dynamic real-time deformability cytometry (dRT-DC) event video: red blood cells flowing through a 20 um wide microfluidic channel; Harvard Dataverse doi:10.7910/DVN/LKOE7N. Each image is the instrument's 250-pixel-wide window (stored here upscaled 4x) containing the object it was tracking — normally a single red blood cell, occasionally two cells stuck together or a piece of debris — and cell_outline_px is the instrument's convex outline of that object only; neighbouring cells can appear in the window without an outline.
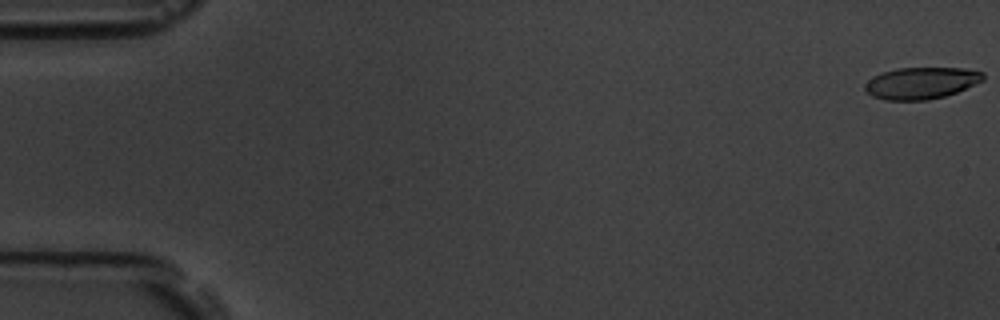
{"species": "common noctule bat (a hibernating species)", "species_latin": "Nyctalus noctula", "temperature_condition": "room temperature", "stored_images_in_passage": 51, "camera_frame_rate_fps": 3000, "um_per_image_px": 0.085, "animal": {"sex": "male", "body_mass_g": 19.5, "forearm_length_mm": 54.6}, "frame": {"image": 1, "passage_image": 1, "time_ms": 0.0, "image_size_px": [1000, 320], "cell_outline_px": [[984, 80], [956, 92], [944, 96], [928, 100], [884, 100], [872, 96], [864, 88], [864, 84], [872, 76], [896, 68], [964, 68], [984, 72]], "centroid_in_image_um": [78.29, 7.05], "position_along_channel_um": 6.7, "area_um2": 21.85}}
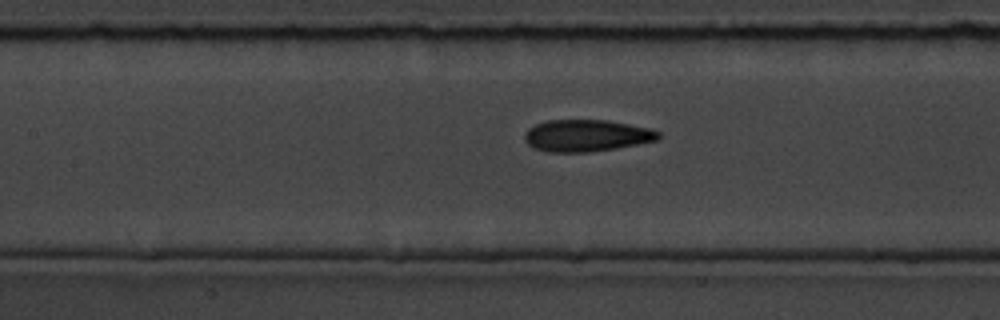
{"frame": {"image": 2, "passage_image": 26, "time_ms": 8.333, "image_size_px": [1000, 320], "cell_outline_px": [[660, 136], [656, 140], [616, 148], [588, 152], [548, 152], [536, 148], [528, 144], [524, 140], [524, 136], [528, 128], [536, 124], [548, 120], [608, 120], [652, 128], [660, 132]], "centroid_in_image_um": [49.86, 11.52], "position_along_channel_um": 157.5, "area_um2": 24.8}}
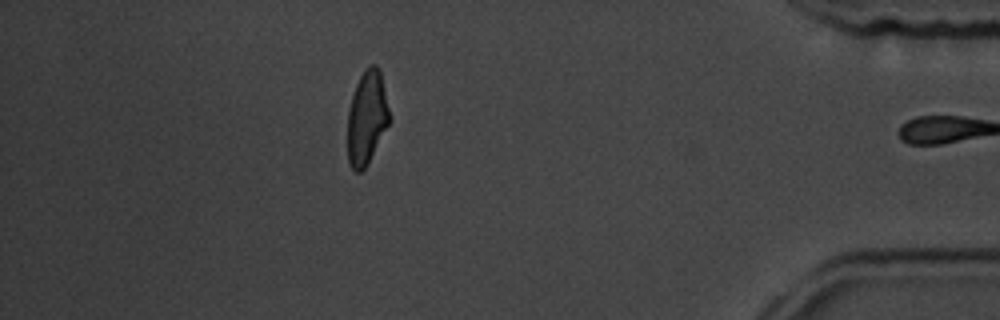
{"frame": {"image": 3, "passage_image": 50, "time_ms": 16.333, "image_size_px": [1000, 320], "cell_outline_px": [[392, 120], [364, 168], [360, 172], [356, 172], [348, 164], [348, 112], [352, 96], [356, 84], [360, 76], [372, 64], [376, 64], [380, 68], [392, 116]], "centroid_in_image_um": [31.22, 9.98], "position_along_channel_um": 404.0, "area_um2": 23.0}, "authors_computed_cell_mechanics": {"area_um2": 24.2182, "velocity_mm_per_s": 3.6599, "shape_relaxation_time_tau1_ms": 4.3338, "shape_relaxation_time_tau2_ms": 1.835, "deformation_change_tau1": 0.1498, "deformation_change_tau2": 0.0803}}